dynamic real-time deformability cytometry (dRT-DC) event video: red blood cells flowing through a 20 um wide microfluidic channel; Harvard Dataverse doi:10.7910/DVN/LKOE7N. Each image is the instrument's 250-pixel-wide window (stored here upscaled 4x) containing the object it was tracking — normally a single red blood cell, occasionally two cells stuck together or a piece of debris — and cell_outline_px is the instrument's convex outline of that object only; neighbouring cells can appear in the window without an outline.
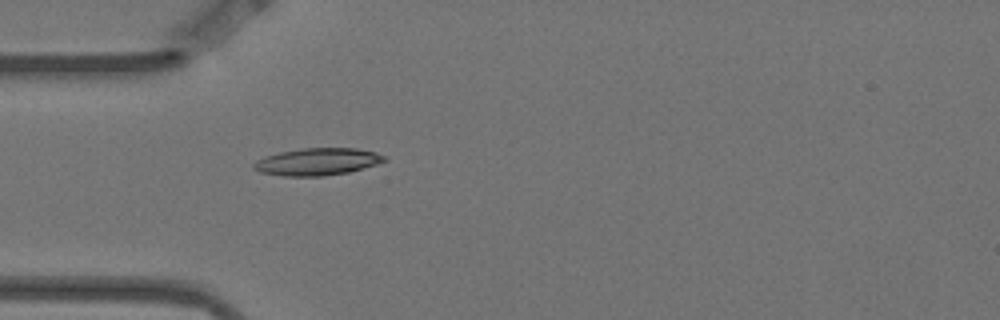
{"species": "Egyptian fruit bat (a non-hibernating species)", "species_latin": "Rousettus aegyptiacus", "temperature_condition": "warm", "stored_images_in_passage": 3, "camera_frame_rate_fps": 3000, "um_per_image_px": 0.085, "animal": {"sex": "female"}, "frame": {"image": 1, "passage_image": 3, "time_ms": 0.667, "image_size_px": [1000, 320], "cell_outline_px": [[388, 160], [364, 168], [348, 172], [324, 176], [284, 176], [260, 172], [252, 168], [252, 164], [256, 160], [264, 156], [280, 152], [304, 148], [356, 148], [376, 152], [384, 156]], "centroid_in_image_um": [26.96, 13.74], "position_along_channel_um": 58.0, "area_um2": 20.75}}